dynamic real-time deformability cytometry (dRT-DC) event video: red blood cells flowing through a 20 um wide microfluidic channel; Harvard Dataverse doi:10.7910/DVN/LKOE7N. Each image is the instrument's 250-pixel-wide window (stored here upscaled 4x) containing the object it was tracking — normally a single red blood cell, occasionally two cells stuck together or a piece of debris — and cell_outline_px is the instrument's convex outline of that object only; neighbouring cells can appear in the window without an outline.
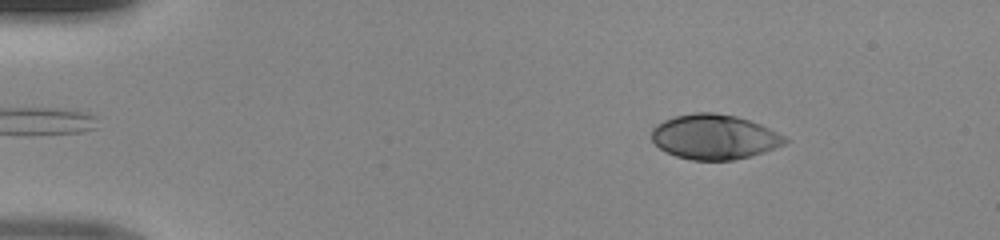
{"species": "human", "species_latin": "Homo sapiens", "temperature_condition": "room temperature", "stored_images_in_passage": 45, "camera_frame_rate_fps": 3000, "um_per_image_px": 0.085, "donor": {"sex": "male"}, "frame": {"image": 1, "passage_image": 4, "time_ms": 1.0, "image_size_px": [1000, 240], "cell_outline_px": [[788, 140], [784, 144], [764, 152], [752, 156], [732, 160], [692, 160], [676, 156], [660, 148], [652, 140], [652, 128], [656, 124], [664, 120], [676, 116], [696, 112], [712, 112], [736, 116], [760, 124], [784, 136]], "centroid_in_image_um": [60.71, 11.63], "position_along_channel_um": 24.3, "area_um2": 34.62}}
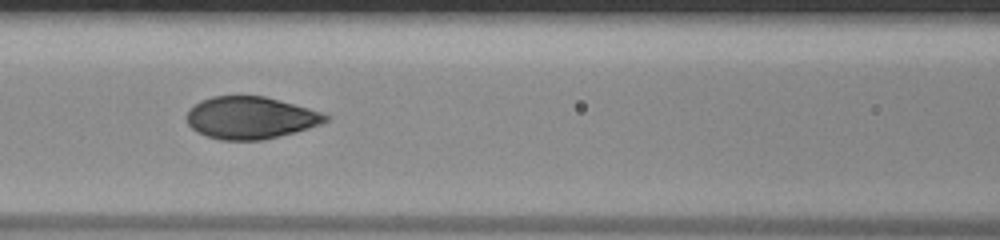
{"frame": {"image": 2, "passage_image": 19, "time_ms": 6.0, "image_size_px": [1000, 240], "cell_outline_px": [[332, 116], [328, 120], [320, 124], [296, 132], [264, 140], [220, 140], [196, 132], [188, 124], [184, 116], [188, 108], [200, 100], [212, 96], [264, 96], [324, 112]], "centroid_in_image_um": [21.28, 10.01], "position_along_channel_um": 145.3, "area_um2": 34.56}}
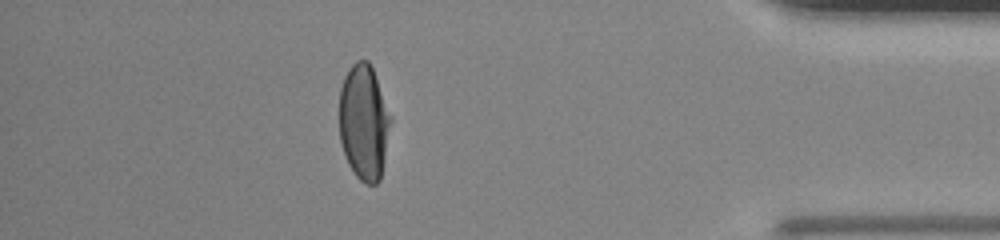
{"frame": {"image": 3, "passage_image": 40, "time_ms": 13.0, "image_size_px": [1000, 240], "cell_outline_px": [[392, 120], [380, 180], [376, 184], [368, 184], [360, 180], [356, 176], [348, 164], [340, 140], [340, 88], [344, 76], [352, 64], [356, 60], [368, 60], [372, 68], [392, 116]], "centroid_in_image_um": [30.94, 10.38], "position_along_channel_um": 404.3, "area_um2": 34.62}}